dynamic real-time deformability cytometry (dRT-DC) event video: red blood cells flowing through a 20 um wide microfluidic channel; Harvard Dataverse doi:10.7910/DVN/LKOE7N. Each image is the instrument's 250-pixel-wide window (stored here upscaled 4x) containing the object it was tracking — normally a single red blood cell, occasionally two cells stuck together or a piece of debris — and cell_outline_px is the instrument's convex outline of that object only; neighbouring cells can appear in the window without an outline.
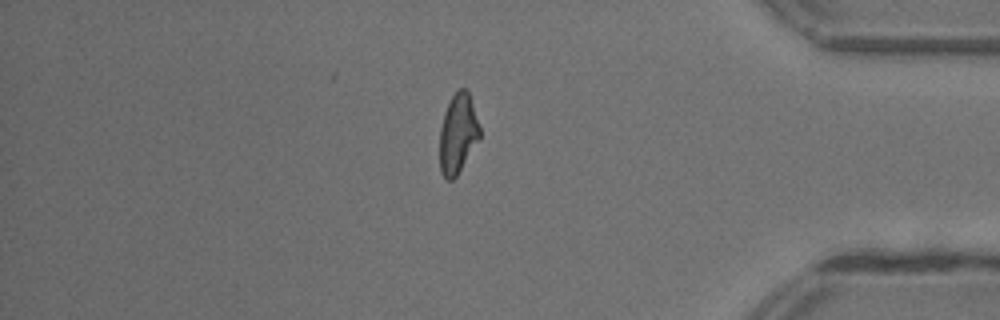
{"species": "common noctule bat (a hibernating species)", "species_latin": "Nyctalus noctula", "temperature_condition": "warm", "stored_images_in_passage": 32, "segment_of_instrument_passage": [2, 2], "camera_frame_rate_fps": 3000, "um_per_image_px": 0.085, "animal": {"sex": "female"}, "frame": {"image": 1, "passage_image": 32, "time_ms": 10.333, "image_size_px": [1000, 320], "cell_outline_px": [[480, 136], [456, 176], [452, 180], [448, 180], [440, 172], [440, 128], [444, 112], [452, 96], [460, 88], [468, 88], [480, 128]], "centroid_in_image_um": [38.91, 11.33], "position_along_channel_um": 396.3, "area_um2": 18.32}}